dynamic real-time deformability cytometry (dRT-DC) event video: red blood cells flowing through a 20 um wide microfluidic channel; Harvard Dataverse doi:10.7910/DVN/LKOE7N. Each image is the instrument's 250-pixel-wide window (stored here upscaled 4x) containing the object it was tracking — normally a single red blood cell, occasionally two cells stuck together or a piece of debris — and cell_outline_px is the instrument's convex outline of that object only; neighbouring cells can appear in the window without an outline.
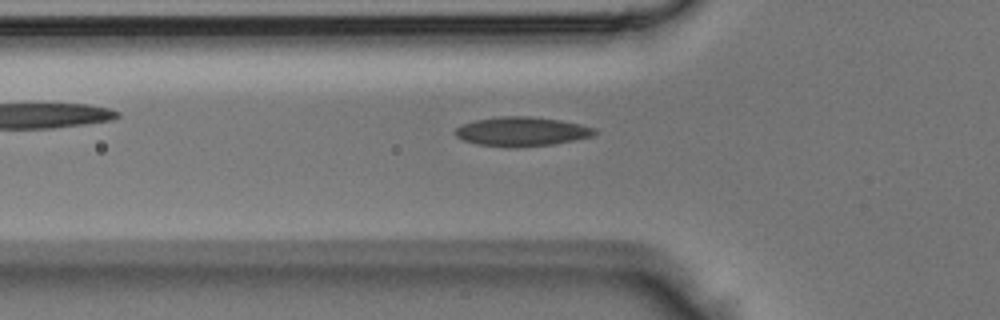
{"species": "Egyptian fruit bat (a non-hibernating species)", "species_latin": "Rousettus aegyptiacus", "temperature_condition": "room temperature", "stored_images_in_passage": 4, "camera_frame_rate_fps": 3000, "um_per_image_px": 0.085, "animal": {"sex": "male"}, "frame": {"image": 1, "passage_image": 4, "time_ms": 1.0, "image_size_px": [1000, 320], "cell_outline_px": [[600, 132], [592, 136], [552, 144], [516, 148], [508, 148], [476, 144], [464, 140], [456, 136], [452, 132], [456, 128], [464, 124], [476, 120], [500, 116], [528, 116], [560, 120], [580, 124], [596, 128]], "centroid_in_image_um": [44.34, 11.19], "position_along_channel_um": 81.5, "area_um2": 23.87}}